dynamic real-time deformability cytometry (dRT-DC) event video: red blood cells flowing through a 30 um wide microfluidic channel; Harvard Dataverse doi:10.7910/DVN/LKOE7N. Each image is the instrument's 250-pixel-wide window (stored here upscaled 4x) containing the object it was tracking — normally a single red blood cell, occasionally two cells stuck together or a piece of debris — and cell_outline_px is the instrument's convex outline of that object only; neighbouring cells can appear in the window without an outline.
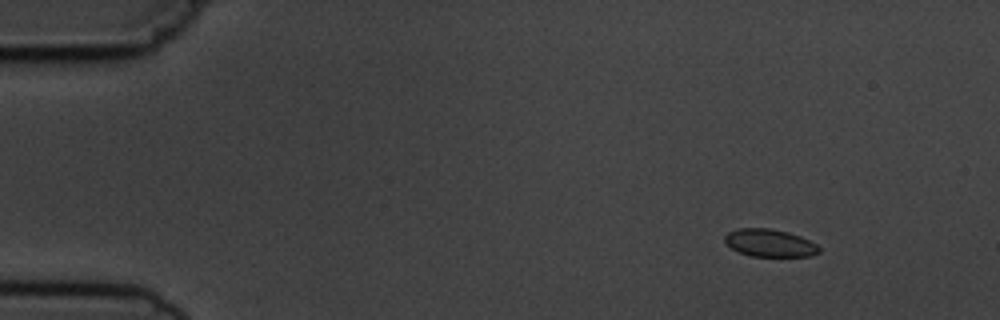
{"species": "common noctule bat (a hibernating species)", "species_latin": "Nyctalus noctula", "temperature_condition": "cold", "stored_images_in_passage": 4, "camera_frame_rate_fps": 3000, "um_per_image_px": 0.085, "animal": {"sex": "male", "body_mass_g": 19.5, "forearm_length_mm": 54.6}, "frame": {"image": 1, "passage_image": 2, "time_ms": 1.333, "image_size_px": [1000, 320], "cell_outline_px": [[820, 252], [812, 256], [752, 256], [740, 252], [732, 248], [724, 240], [724, 236], [728, 232], [736, 228], [768, 228], [788, 232], [800, 236], [816, 244], [820, 248]], "centroid_in_image_um": [65.43, 20.64], "position_along_channel_um": 19.6, "area_um2": 15.09}}
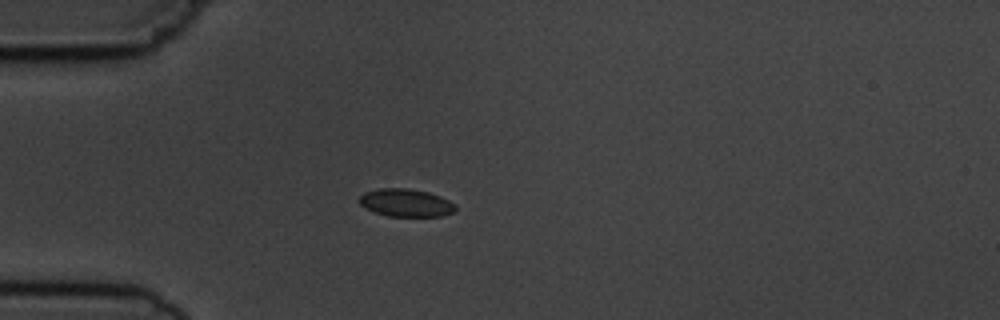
{"frame": {"image": 2, "passage_image": 4, "time_ms": 4.333, "image_size_px": [1000, 320], "cell_outline_px": [[456, 212], [444, 216], [388, 216], [376, 212], [360, 204], [360, 196], [364, 192], [380, 188], [408, 188], [428, 192], [440, 196], [456, 204]], "centroid_in_image_um": [34.56, 17.23], "position_along_channel_um": 50.4, "area_um2": 15.55}}